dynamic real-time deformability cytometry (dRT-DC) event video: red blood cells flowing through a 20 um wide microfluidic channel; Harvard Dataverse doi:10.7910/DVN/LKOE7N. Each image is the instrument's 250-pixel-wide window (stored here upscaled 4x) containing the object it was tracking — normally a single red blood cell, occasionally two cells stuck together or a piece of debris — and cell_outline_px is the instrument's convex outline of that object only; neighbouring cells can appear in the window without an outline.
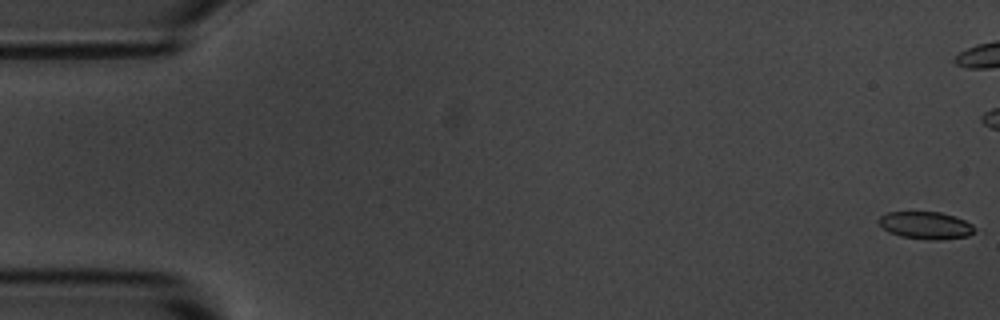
{"species": "common noctule bat (a hibernating species)", "species_latin": "Nyctalus noctula", "temperature_condition": "room temperature", "stored_images_in_passage": 57, "camera_frame_rate_fps": 3000, "um_per_image_px": 0.085, "animal": {"sex": "male", "body_mass_g": 20.1, "forearm_length_mm": 53.5}, "frame": {"image": 1, "passage_image": 1, "time_ms": 0.0, "image_size_px": [1000, 320], "cell_outline_px": [[976, 232], [968, 236], [940, 240], [928, 240], [900, 236], [888, 232], [876, 220], [880, 216], [888, 212], [940, 212], [956, 216], [972, 224], [976, 228]], "centroid_in_image_um": [78.71, 19.16], "position_along_channel_um": 6.3, "area_um2": 15.49}}
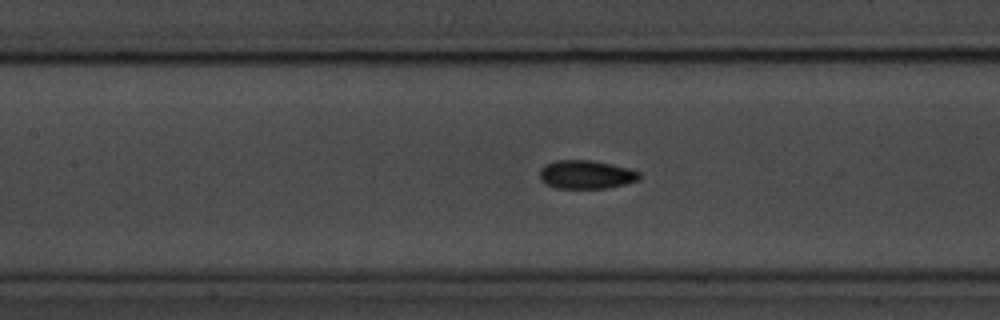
{"frame": {"image": 2, "passage_image": 25, "time_ms": 8.0, "image_size_px": [1000, 320], "cell_outline_px": [[640, 176], [636, 180], [624, 184], [604, 188], [556, 188], [544, 184], [540, 180], [540, 168], [544, 164], [556, 160], [592, 160], [612, 164], [628, 168], [640, 172]], "centroid_in_image_um": [49.76, 14.83], "position_along_channel_um": 157.6, "area_um2": 16.59}}
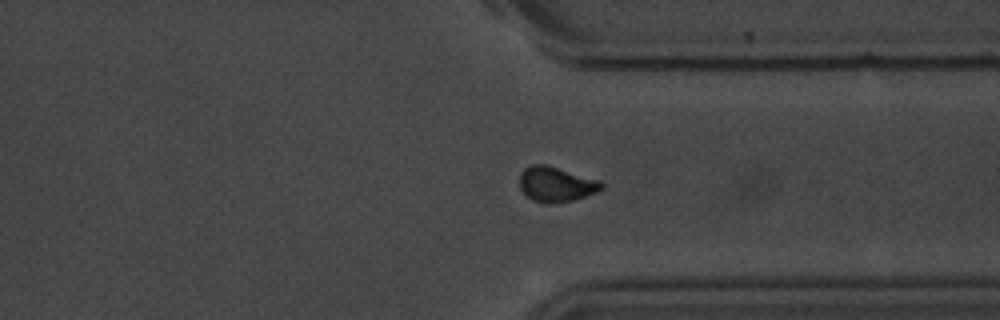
{"frame": {"image": 3, "passage_image": 42, "time_ms": 13.667, "image_size_px": [1000, 320], "cell_outline_px": [[604, 188], [596, 192], [572, 200], [552, 204], [548, 204], [532, 200], [520, 188], [520, 172], [524, 168], [532, 164], [548, 164], [600, 180], [604, 184]], "centroid_in_image_um": [47.27, 15.64], "position_along_channel_um": 364.1, "area_um2": 16.88}}